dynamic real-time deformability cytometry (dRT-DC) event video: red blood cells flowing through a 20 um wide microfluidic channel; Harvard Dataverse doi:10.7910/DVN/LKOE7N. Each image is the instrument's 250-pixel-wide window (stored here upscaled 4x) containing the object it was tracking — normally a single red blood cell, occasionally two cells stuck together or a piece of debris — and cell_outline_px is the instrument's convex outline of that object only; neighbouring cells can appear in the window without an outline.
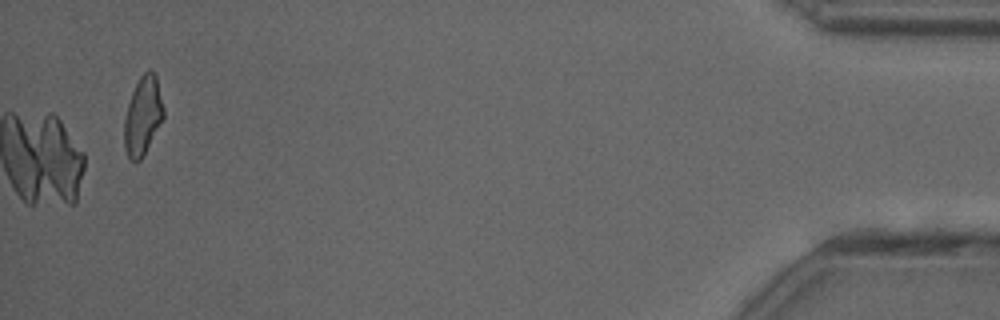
{"species": "common noctule bat (a hibernating species)", "species_latin": "Nyctalus noctula", "temperature_condition": "cold", "stored_images_in_passage": 40, "camera_frame_rate_fps": 3000, "um_per_image_px": 0.085, "animal": {"sex": "female"}, "frame": {"image": 1, "passage_image": 40, "time_ms": 13.0, "image_size_px": [1000, 320], "cell_outline_px": [[164, 116], [140, 160], [132, 160], [128, 156], [124, 148], [124, 116], [132, 92], [140, 76], [148, 68], [156, 76], [164, 108]], "centroid_in_image_um": [12.13, 9.81], "position_along_channel_um": 423.1, "area_um2": 17.63}}